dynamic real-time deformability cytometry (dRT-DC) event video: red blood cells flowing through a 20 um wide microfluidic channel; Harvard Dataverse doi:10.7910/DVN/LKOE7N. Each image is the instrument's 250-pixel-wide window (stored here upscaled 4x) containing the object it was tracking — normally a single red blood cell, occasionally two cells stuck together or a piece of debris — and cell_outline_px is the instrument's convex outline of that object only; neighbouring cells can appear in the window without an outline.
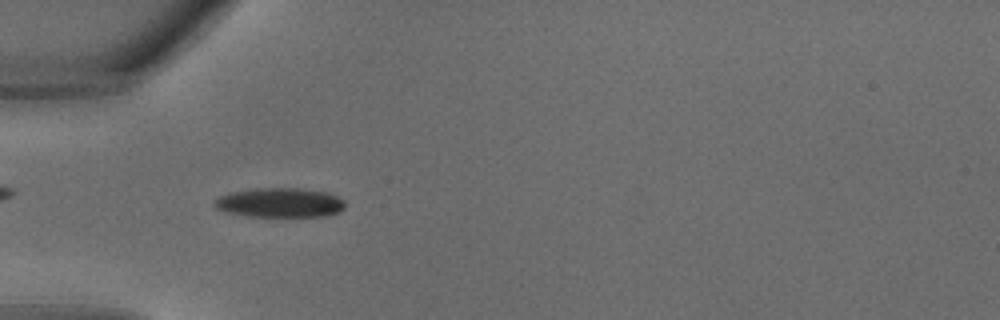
{"species": "common noctule bat (a hibernating species)", "species_latin": "Nyctalus noctula", "temperature_condition": "warm", "stored_images_in_passage": 24, "camera_frame_rate_fps": 3000, "um_per_image_px": 0.085, "animal": {"sex": "male", "body_mass_g": 18.8}, "frame": {"image": 1, "passage_image": 1, "time_ms": 0.0, "image_size_px": [1000, 320], "cell_outline_px": [[344, 208], [340, 212], [328, 216], [244, 216], [224, 212], [216, 208], [212, 204], [212, 200], [228, 192], [256, 188], [300, 188], [328, 192], [344, 200]], "centroid_in_image_um": [23.75, 17.22], "position_along_channel_um": 61.3, "area_um2": 22.77}}
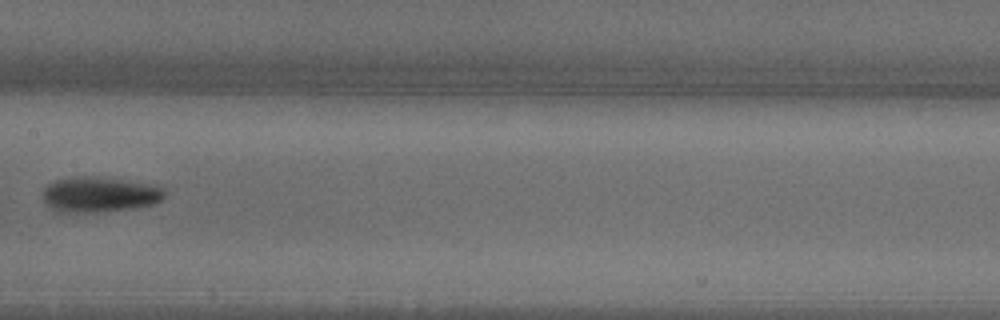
{"frame": {"image": 2, "passage_image": 8, "time_ms": 2.333, "image_size_px": [1000, 320], "cell_outline_px": [[164, 196], [160, 200], [152, 204], [132, 208], [96, 212], [64, 212], [52, 208], [44, 200], [44, 188], [48, 184], [56, 180], [72, 176], [96, 176], [156, 184], [164, 188]], "centroid_in_image_um": [8.48, 16.5], "position_along_channel_um": 198.9, "area_um2": 25.03}}
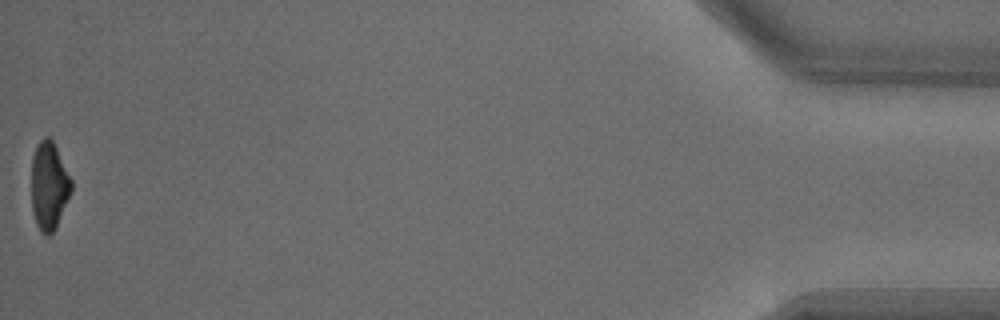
{"frame": {"image": 3, "passage_image": 24, "time_ms": 7.667, "image_size_px": [1000, 320], "cell_outline_px": [[72, 192], [56, 228], [48, 236], [44, 236], [40, 232], [36, 224], [32, 208], [32, 160], [36, 148], [40, 140], [44, 136], [48, 136], [52, 140], [72, 180]], "centroid_in_image_um": [4.18, 15.84], "position_along_channel_um": 431.0, "area_um2": 20.46}}